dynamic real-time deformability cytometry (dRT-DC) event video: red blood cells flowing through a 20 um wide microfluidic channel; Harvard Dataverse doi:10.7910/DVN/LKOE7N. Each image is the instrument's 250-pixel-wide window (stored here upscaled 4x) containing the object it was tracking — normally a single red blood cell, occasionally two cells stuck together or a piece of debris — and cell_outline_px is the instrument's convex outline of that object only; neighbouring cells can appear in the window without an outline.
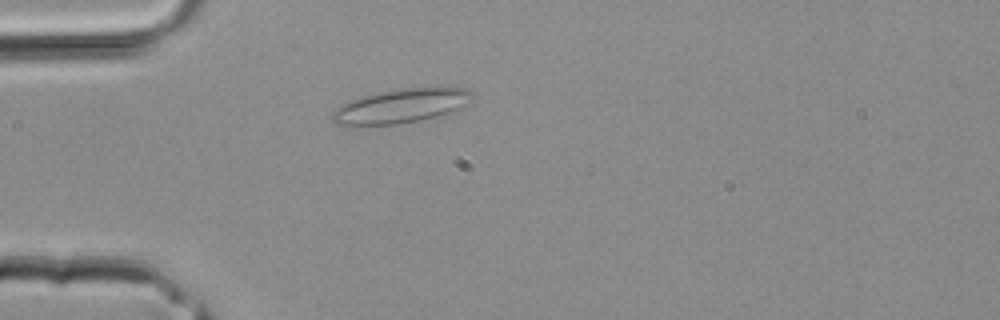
{"species": "common noctule bat (a hibernating species)", "species_latin": "Nyctalus noctula", "temperature_condition": "room temperature", "stored_images_in_passage": 33, "camera_frame_rate_fps": 3000, "um_per_image_px": 0.085, "animal": {"sex": "male", "body_mass_g": 20.4}, "frame": {"image": 1, "passage_image": 5, "time_ms": 1.333, "image_size_px": [1000, 320], "cell_outline_px": [[472, 100], [456, 112], [420, 120], [396, 124], [336, 124], [332, 120], [332, 112], [336, 108], [348, 100], [360, 96], [400, 88], [436, 84], [448, 84], [468, 88], [472, 92]], "centroid_in_image_um": [34.25, 8.93], "position_along_channel_um": 50.7, "area_um2": 28.9}}
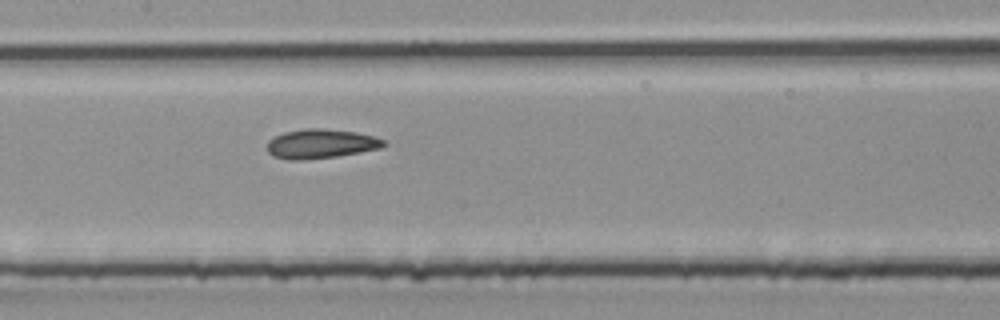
{"frame": {"image": 2, "passage_image": 13, "time_ms": 4.0, "image_size_px": [1000, 320], "cell_outline_px": [[384, 144], [380, 148], [336, 156], [304, 160], [288, 160], [272, 156], [268, 152], [268, 140], [284, 132], [304, 128], [320, 128], [352, 132], [372, 136], [384, 140]], "centroid_in_image_um": [27.19, 12.23], "position_along_channel_um": 180.2, "area_um2": 19.59}}
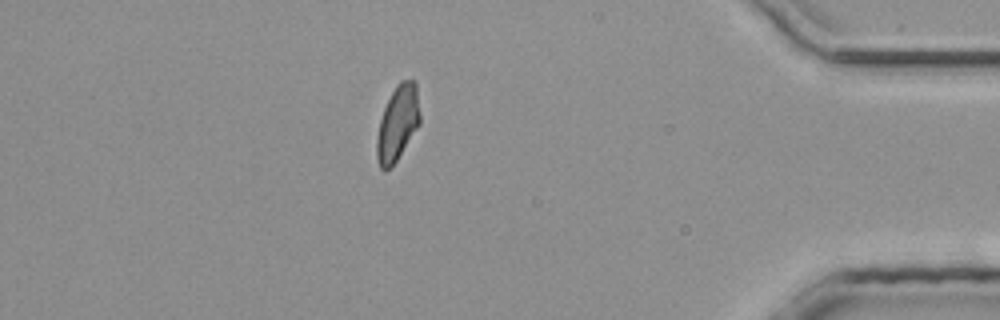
{"frame": {"image": 3, "passage_image": 28, "time_ms": 9.0, "image_size_px": [1000, 320], "cell_outline_px": [[420, 124], [392, 168], [384, 172], [380, 168], [376, 160], [376, 140], [380, 120], [384, 108], [396, 84], [400, 80], [416, 80], [420, 116]], "centroid_in_image_um": [33.79, 10.51], "position_along_channel_um": 401.4, "area_um2": 19.19}}